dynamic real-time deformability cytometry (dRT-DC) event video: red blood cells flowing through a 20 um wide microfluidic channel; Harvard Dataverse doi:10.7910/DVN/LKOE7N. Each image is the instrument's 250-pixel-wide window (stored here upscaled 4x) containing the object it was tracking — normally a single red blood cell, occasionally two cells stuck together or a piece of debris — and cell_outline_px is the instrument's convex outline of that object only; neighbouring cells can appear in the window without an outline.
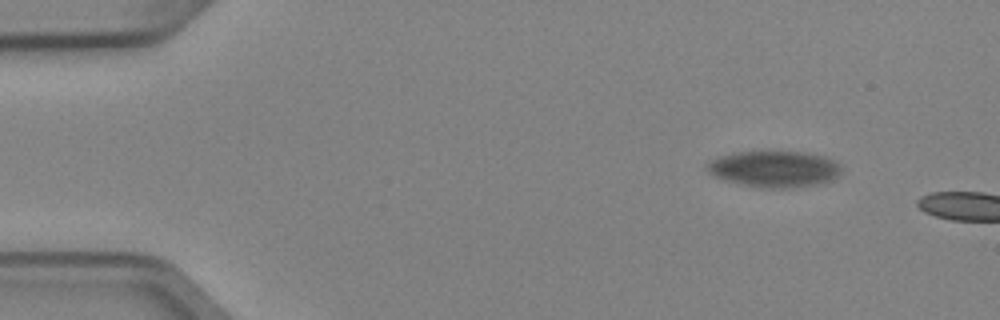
{"species": "Egyptian fruit bat (a non-hibernating species)", "species_latin": "Rousettus aegyptiacus", "temperature_condition": "cold", "stored_images_in_passage": 2, "camera_frame_rate_fps": 3000, "um_per_image_px": 0.085, "animal": {"sex": "female"}, "frame": {"image": 1, "passage_image": 1, "time_ms": 0.0, "image_size_px": [1000, 320], "cell_outline_px": [[840, 172], [832, 180], [816, 184], [792, 188], [760, 188], [724, 180], [712, 176], [704, 168], [704, 164], [708, 160], [720, 156], [740, 152], [804, 152], [824, 156], [836, 160], [840, 164]], "centroid_in_image_um": [65.77, 14.37], "position_along_channel_um": 19.2, "area_um2": 28.61}}